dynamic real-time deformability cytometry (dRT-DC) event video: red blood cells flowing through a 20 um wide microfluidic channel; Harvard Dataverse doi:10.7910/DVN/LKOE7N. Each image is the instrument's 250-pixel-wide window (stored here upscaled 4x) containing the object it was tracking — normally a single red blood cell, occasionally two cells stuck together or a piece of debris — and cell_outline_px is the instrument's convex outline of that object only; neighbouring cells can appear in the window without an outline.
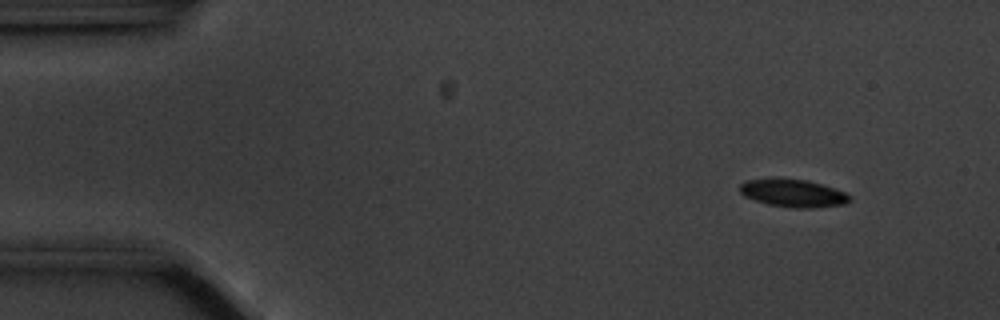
{"species": "common noctule bat (a hibernating species)", "species_latin": "Nyctalus noctula", "temperature_condition": "cold", "stored_images_in_passage": 52, "camera_frame_rate_fps": 3000, "um_per_image_px": 0.085, "animal": {"sex": "male", "body_mass_g": 20.1, "forearm_length_mm": 53.5}, "frame": {"image": 1, "passage_image": 1, "time_ms": 0.0, "image_size_px": [1000, 320], "cell_outline_px": [[852, 200], [844, 204], [812, 208], [792, 208], [768, 204], [744, 196], [740, 192], [740, 184], [744, 180], [772, 176], [776, 176], [808, 180], [844, 192], [852, 196]], "centroid_in_image_um": [67.36, 16.38], "position_along_channel_um": 17.6, "area_um2": 18.26}}
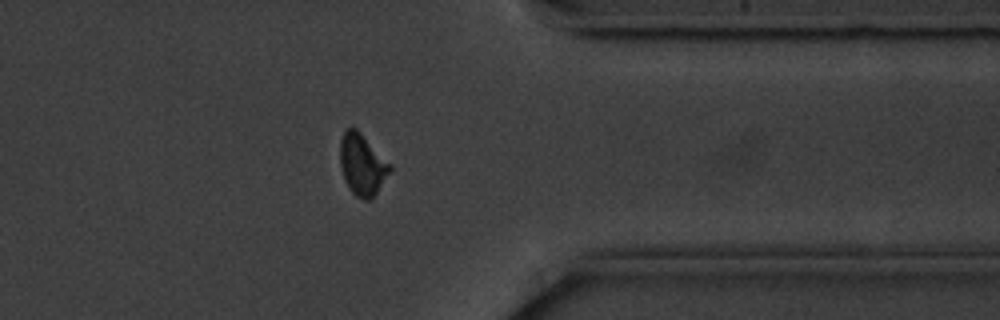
{"frame": {"image": 2, "passage_image": 40, "time_ms": 13.0, "image_size_px": [1000, 320], "cell_outline_px": [[392, 168], [372, 200], [364, 200], [356, 196], [348, 188], [344, 180], [340, 168], [340, 140], [344, 132], [348, 128], [356, 128], [392, 164]], "centroid_in_image_um": [30.79, 14.01], "position_along_channel_um": 380.6, "area_um2": 17.98}}
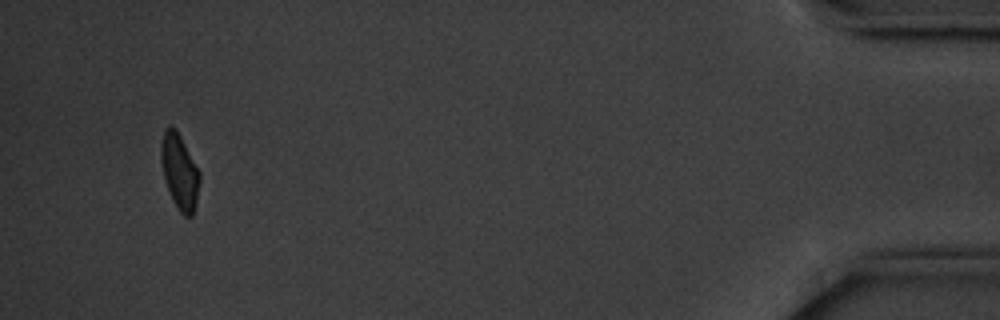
{"frame": {"image": 3, "passage_image": 49, "time_ms": 16.0, "image_size_px": [1000, 320], "cell_outline_px": [[200, 180], [196, 204], [192, 216], [184, 216], [176, 208], [168, 192], [164, 180], [160, 160], [160, 148], [164, 128], [176, 128], [200, 172]], "centroid_in_image_um": [15.25, 14.62], "position_along_channel_um": 420.0, "area_um2": 17.11}}